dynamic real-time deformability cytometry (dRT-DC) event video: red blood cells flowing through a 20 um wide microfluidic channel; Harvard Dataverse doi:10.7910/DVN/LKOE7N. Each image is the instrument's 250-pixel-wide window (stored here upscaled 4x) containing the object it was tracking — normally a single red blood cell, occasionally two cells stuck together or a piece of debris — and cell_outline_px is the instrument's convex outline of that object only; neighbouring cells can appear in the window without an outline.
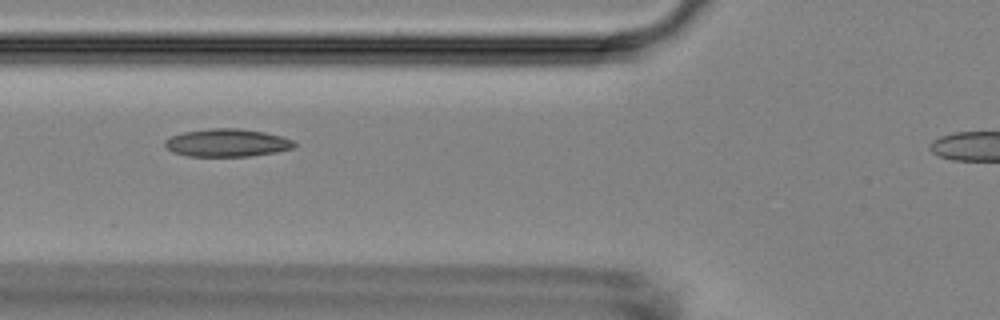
{"species": "Egyptian fruit bat (a non-hibernating species)", "species_latin": "Rousettus aegyptiacus", "temperature_condition": "room temperature", "stored_images_in_passage": 38, "camera_frame_rate_fps": 3000, "um_per_image_px": 0.085, "animal": {"sex": "female"}, "frame": {"image": 1, "passage_image": 11, "time_ms": 3.333, "image_size_px": [1000, 320], "cell_outline_px": [[296, 144], [292, 148], [276, 152], [252, 156], [188, 156], [172, 152], [164, 144], [164, 140], [172, 136], [184, 132], [208, 128], [240, 128], [264, 132], [280, 136], [292, 140]], "centroid_in_image_um": [19.28, 12.13], "position_along_channel_um": 106.5, "area_um2": 20.92}}
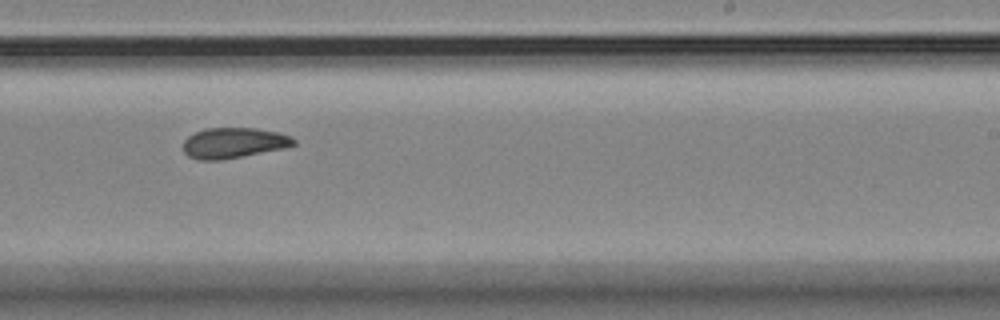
{"frame": {"image": 2, "passage_image": 24, "time_ms": 7.667, "image_size_px": [1000, 320], "cell_outline_px": [[296, 144], [284, 148], [244, 156], [220, 160], [196, 160], [188, 156], [184, 152], [184, 140], [188, 136], [204, 128], [256, 128], [280, 132], [292, 136], [296, 140]], "centroid_in_image_um": [19.88, 12.14], "position_along_channel_um": 269.1, "area_um2": 19.83}}
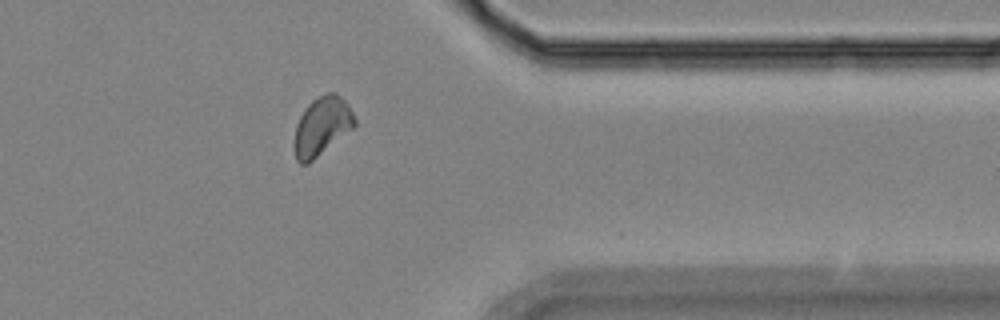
{"frame": {"image": 3, "passage_image": 34, "time_ms": 11.0, "image_size_px": [1000, 320], "cell_outline_px": [[356, 124], [352, 128], [308, 164], [300, 164], [296, 160], [292, 144], [296, 124], [304, 108], [312, 100], [328, 92], [336, 92], [348, 104], [356, 120]], "centroid_in_image_um": [27.31, 10.73], "position_along_channel_um": 384.1, "area_um2": 20.63}}